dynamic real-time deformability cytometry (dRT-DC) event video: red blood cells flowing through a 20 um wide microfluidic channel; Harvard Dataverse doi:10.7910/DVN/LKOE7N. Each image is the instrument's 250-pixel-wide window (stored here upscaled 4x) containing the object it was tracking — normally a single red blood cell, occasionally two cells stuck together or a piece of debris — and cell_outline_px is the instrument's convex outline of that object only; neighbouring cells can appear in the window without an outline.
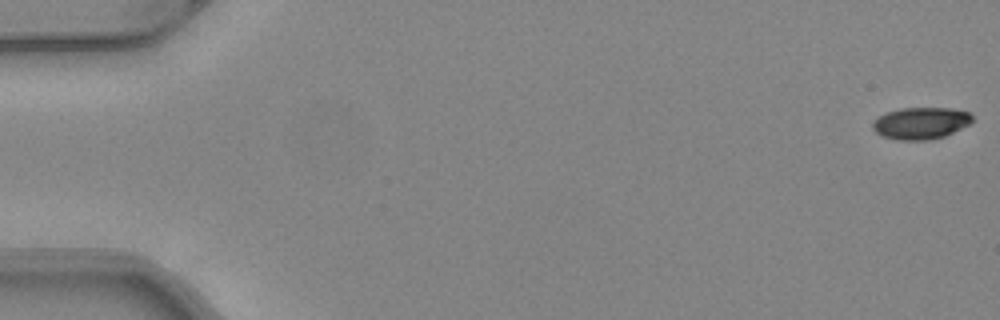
{"species": "common noctule bat (a hibernating species)", "species_latin": "Nyctalus noctula", "temperature_condition": "warm", "stored_images_in_passage": 9, "camera_frame_rate_fps": 3000, "um_per_image_px": 0.085, "animal": {"sex": "female", "body_mass_g": 24.6, "forearm_length_mm": 56.2}, "frame": {"image": 1, "passage_image": 1, "time_ms": 0.0, "image_size_px": [1000, 320], "cell_outline_px": [[972, 120], [968, 124], [944, 136], [928, 140], [896, 140], [880, 136], [872, 128], [872, 124], [884, 112], [900, 108], [952, 108], [972, 112]], "centroid_in_image_um": [78.24, 10.46], "position_along_channel_um": 6.8, "area_um2": 18.55}}